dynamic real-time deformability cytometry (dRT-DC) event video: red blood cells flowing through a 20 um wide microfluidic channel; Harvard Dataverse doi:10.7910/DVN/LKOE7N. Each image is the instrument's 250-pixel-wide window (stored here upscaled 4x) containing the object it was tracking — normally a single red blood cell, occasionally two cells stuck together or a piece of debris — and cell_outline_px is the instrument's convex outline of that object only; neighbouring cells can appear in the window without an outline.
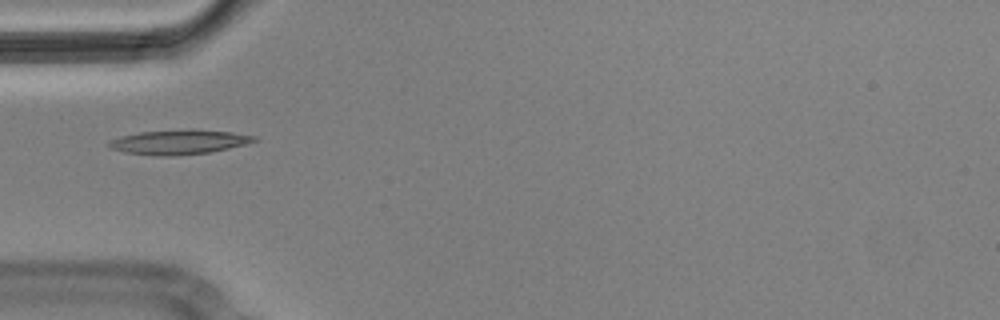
{"species": "Egyptian fruit bat (a non-hibernating species)", "species_latin": "Rousettus aegyptiacus", "temperature_condition": "cold", "stored_images_in_passage": 14, "camera_frame_rate_fps": 3000, "um_per_image_px": 0.085, "animal": {"sex": "male"}, "frame": {"image": 1, "passage_image": 5, "time_ms": 1.333, "image_size_px": [1000, 320], "cell_outline_px": [[260, 140], [228, 148], [208, 152], [172, 156], [156, 156], [124, 152], [112, 148], [104, 144], [108, 140], [120, 136], [140, 132], [228, 132], [260, 136]], "centroid_in_image_um": [15.15, 12.12], "position_along_channel_um": 69.9, "area_um2": 19.77}}
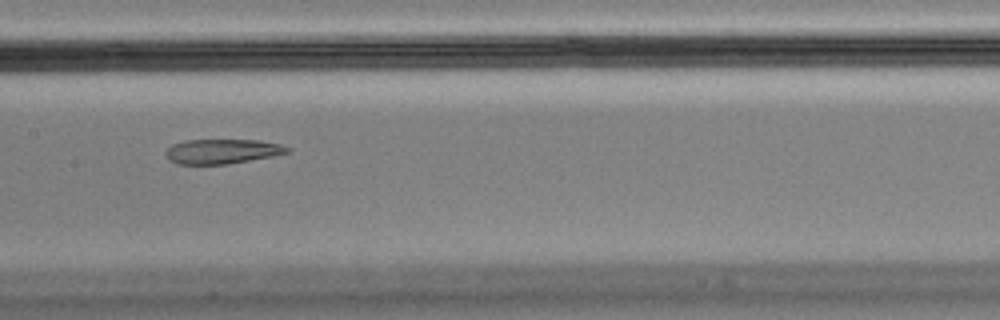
{"frame": {"image": 2, "passage_image": 8, "time_ms": 2.333, "image_size_px": [1000, 320], "cell_outline_px": [[292, 152], [272, 156], [224, 164], [176, 164], [168, 160], [164, 152], [172, 144], [184, 140], [260, 140], [280, 144], [292, 148]], "centroid_in_image_um": [18.88, 12.86], "position_along_channel_um": 188.5, "area_um2": 17.57}}